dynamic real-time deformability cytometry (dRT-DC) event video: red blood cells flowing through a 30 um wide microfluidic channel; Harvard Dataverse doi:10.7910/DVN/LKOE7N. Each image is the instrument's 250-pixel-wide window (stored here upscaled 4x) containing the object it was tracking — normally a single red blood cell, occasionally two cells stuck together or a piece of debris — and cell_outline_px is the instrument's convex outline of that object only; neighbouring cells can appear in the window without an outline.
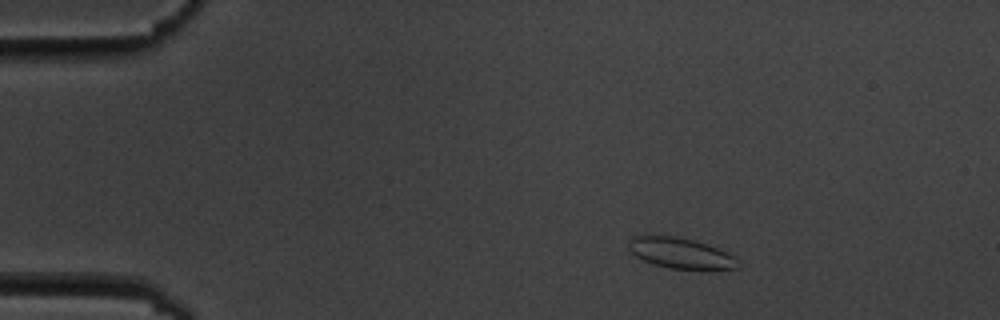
{"species": "common noctule bat (a hibernating species)", "species_latin": "Nyctalus noctula", "temperature_condition": "cold", "stored_images_in_passage": 48, "camera_frame_rate_fps": 3000, "um_per_image_px": 0.085, "animal": {"sex": "male", "body_mass_g": 19.5, "forearm_length_mm": 54.6}, "frame": {"image": 1, "passage_image": 1, "time_ms": 0.0, "image_size_px": [1000, 320], "cell_outline_px": [[740, 268], [668, 268], [652, 264], [636, 256], [628, 248], [628, 240], [632, 236], [676, 236], [692, 240], [728, 252], [736, 256]], "centroid_in_image_um": [57.82, 21.51], "position_along_channel_um": 27.2, "area_um2": 19.13}}
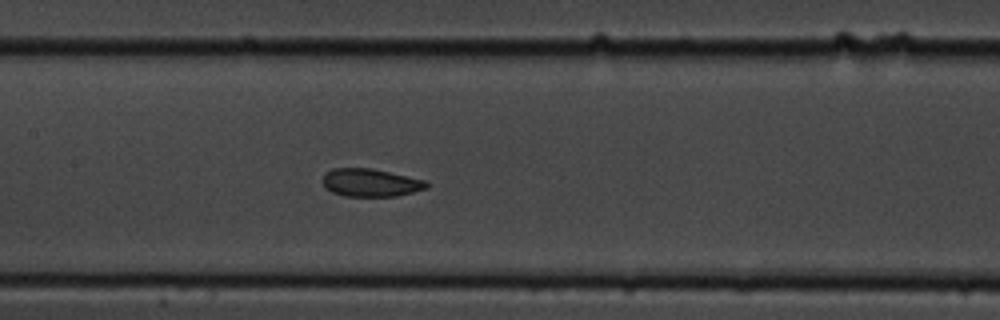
{"frame": {"image": 2, "passage_image": 19, "time_ms": 6.0, "image_size_px": [1000, 320], "cell_outline_px": [[428, 188], [396, 196], [344, 196], [332, 192], [324, 188], [320, 180], [324, 172], [332, 168], [372, 168], [424, 180], [428, 184]], "centroid_in_image_um": [31.41, 15.52], "position_along_channel_um": 176.0, "area_um2": 17.05}}
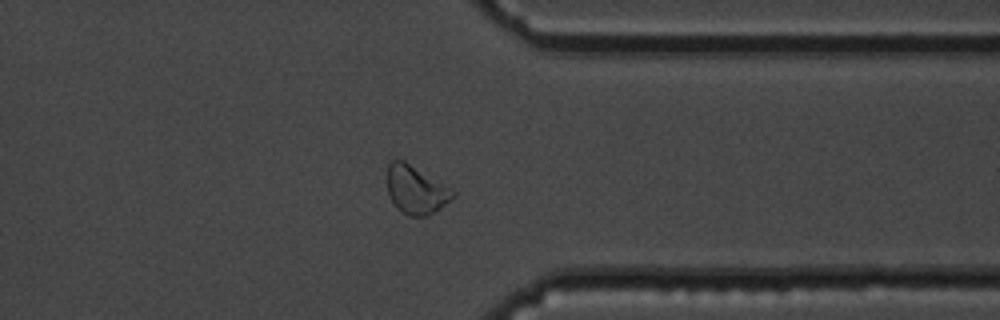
{"frame": {"image": 3, "passage_image": 36, "time_ms": 11.667, "image_size_px": [1000, 320], "cell_outline_px": [[456, 196], [440, 208], [428, 216], [408, 216], [392, 200], [388, 192], [388, 164], [392, 160], [404, 160], [452, 188], [456, 192]], "centroid_in_image_um": [35.4, 16.12], "position_along_channel_um": 376.0, "area_um2": 18.26}, "authors_computed_cell_mechanics": {"area_um2": 18.1781, "velocity_mm_per_s": 3.5878, "shape_relaxation_time_tau1_ms": null, "shape_relaxation_time_tau2_ms": 3.5096, "deformation_change_tau1": null, "deformation_change_tau2": 0.0639}}